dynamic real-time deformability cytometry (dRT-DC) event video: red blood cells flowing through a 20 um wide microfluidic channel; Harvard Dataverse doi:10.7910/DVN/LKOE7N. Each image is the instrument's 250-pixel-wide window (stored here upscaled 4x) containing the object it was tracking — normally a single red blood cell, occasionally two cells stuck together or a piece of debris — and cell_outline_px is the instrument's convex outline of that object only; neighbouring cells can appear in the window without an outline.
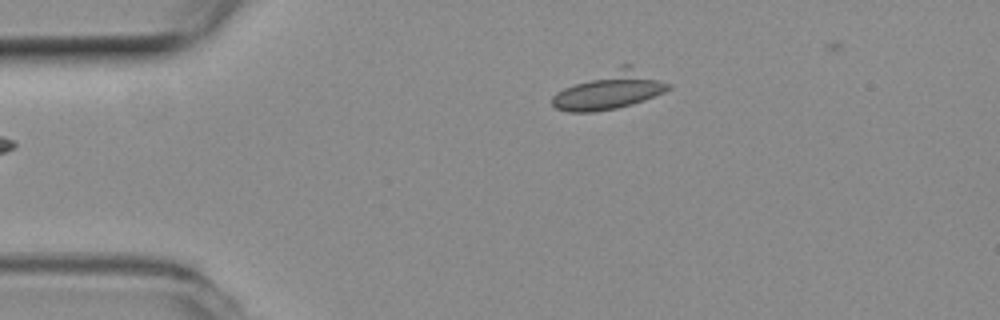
{"species": "common noctule bat (a hibernating species)", "species_latin": "Nyctalus noctula", "temperature_condition": "room temperature", "stored_images_in_passage": 2, "camera_frame_rate_fps": 3000, "um_per_image_px": 0.085, "animal": {"sex": "female", "body_mass_g": 19.3, "forearm_length_mm": 54.1}, "frame": {"image": 1, "passage_image": 2, "time_ms": 0.333, "image_size_px": [1000, 320], "cell_outline_px": [[672, 88], [664, 92], [644, 100], [632, 104], [616, 108], [592, 112], [568, 112], [556, 108], [552, 104], [552, 96], [556, 92], [564, 88], [620, 64], [632, 64], [672, 84]], "centroid_in_image_um": [51.87, 7.65], "position_along_channel_um": 33.1, "area_um2": 25.66}}